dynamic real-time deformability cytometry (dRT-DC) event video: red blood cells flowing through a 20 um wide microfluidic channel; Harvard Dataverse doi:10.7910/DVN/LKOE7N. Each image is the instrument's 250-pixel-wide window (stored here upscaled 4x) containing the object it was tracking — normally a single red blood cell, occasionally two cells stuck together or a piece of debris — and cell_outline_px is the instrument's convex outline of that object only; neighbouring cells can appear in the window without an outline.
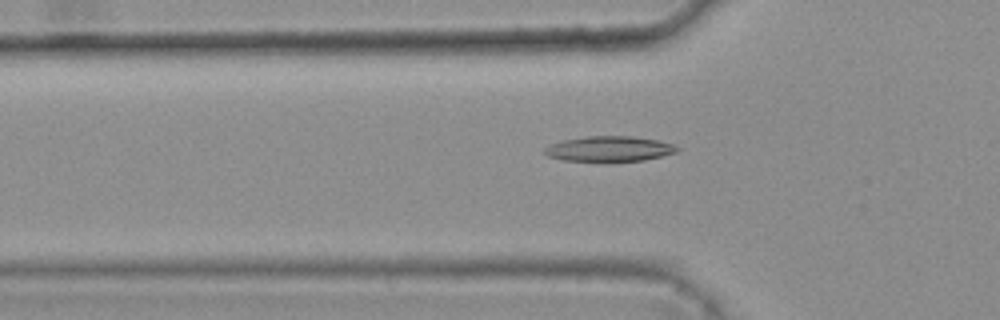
{"species": "common noctule bat (a hibernating species)", "species_latin": "Nyctalus noctula", "temperature_condition": "warm", "stored_images_in_passage": 45, "camera_frame_rate_fps": 3000, "um_per_image_px": 0.085, "animal": {"sex": "female", "body_mass_g": 25.1}, "frame": {"image": 1, "passage_image": 14, "time_ms": 4.333, "image_size_px": [1000, 320], "cell_outline_px": [[680, 148], [676, 152], [644, 160], [564, 160], [548, 156], [544, 152], [544, 148], [548, 144], [564, 140], [588, 136], [632, 136], [656, 140], [672, 144]], "centroid_in_image_um": [51.76, 12.63], "position_along_channel_um": 74.0, "area_um2": 19.02}}
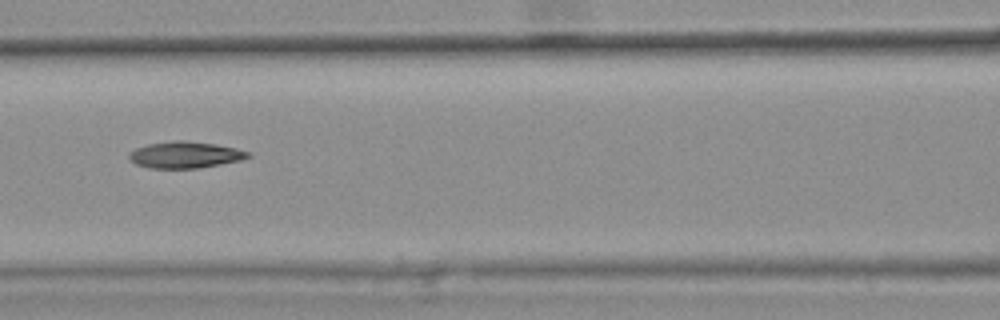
{"frame": {"image": 2, "passage_image": 20, "time_ms": 6.333, "image_size_px": [1000, 320], "cell_outline_px": [[252, 156], [240, 160], [220, 164], [196, 168], [148, 168], [136, 164], [128, 156], [136, 148], [148, 144], [176, 140], [184, 140], [216, 144], [236, 148], [252, 152]], "centroid_in_image_um": [15.78, 13.15], "position_along_channel_um": 150.8, "area_um2": 18.26}}